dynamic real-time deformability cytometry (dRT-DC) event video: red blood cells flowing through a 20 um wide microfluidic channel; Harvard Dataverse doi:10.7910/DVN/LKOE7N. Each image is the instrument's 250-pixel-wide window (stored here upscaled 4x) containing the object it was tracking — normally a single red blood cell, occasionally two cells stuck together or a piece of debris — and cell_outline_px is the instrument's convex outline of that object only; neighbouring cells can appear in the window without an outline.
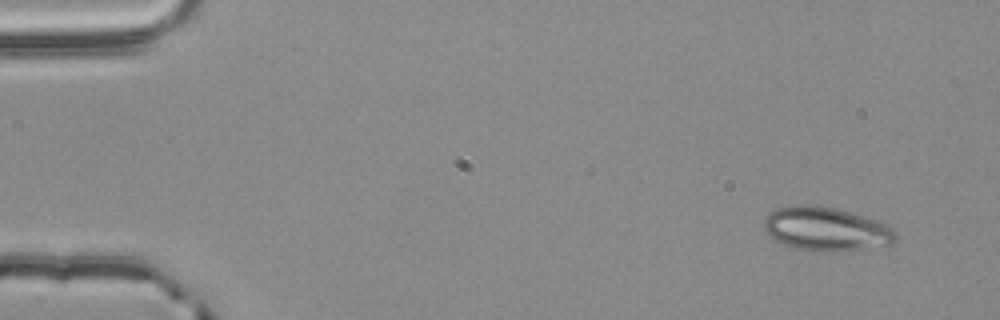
{"species": "common noctule bat (a hibernating species)", "species_latin": "Nyctalus noctula", "temperature_condition": "room temperature", "stored_images_in_passage": 52, "camera_frame_rate_fps": 3000, "um_per_image_px": 0.085, "animal": {"sex": "male", "body_mass_g": 20.4}, "frame": {"image": 1, "passage_image": 1, "time_ms": 0.0, "image_size_px": [1000, 320], "cell_outline_px": [[896, 244], [840, 252], [824, 252], [796, 248], [784, 244], [776, 240], [764, 232], [764, 220], [768, 212], [776, 208], [796, 204], [804, 204], [836, 208], [880, 220], [888, 224], [896, 232]], "centroid_in_image_um": [70.25, 19.46], "position_along_channel_um": 14.7, "area_um2": 34.22}}
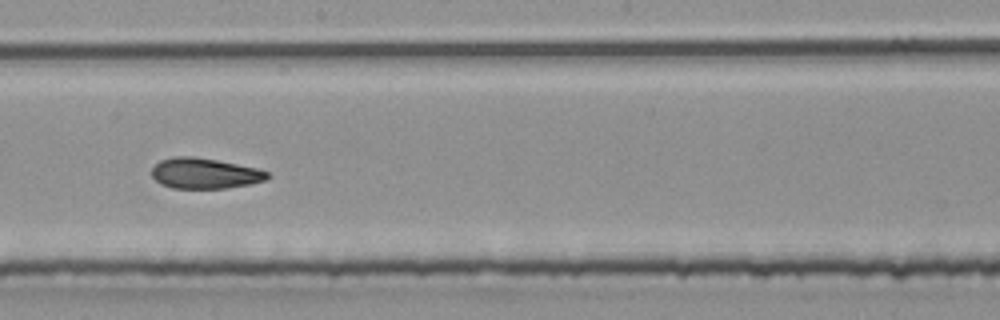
{"frame": {"image": 2, "passage_image": 28, "time_ms": 9.0, "image_size_px": [1000, 320], "cell_outline_px": [[268, 180], [252, 184], [224, 188], [172, 188], [160, 184], [152, 176], [152, 168], [160, 160], [176, 156], [192, 156], [216, 160], [256, 168], [268, 172]], "centroid_in_image_um": [17.39, 14.74], "position_along_channel_um": 230.8, "area_um2": 20.52}}
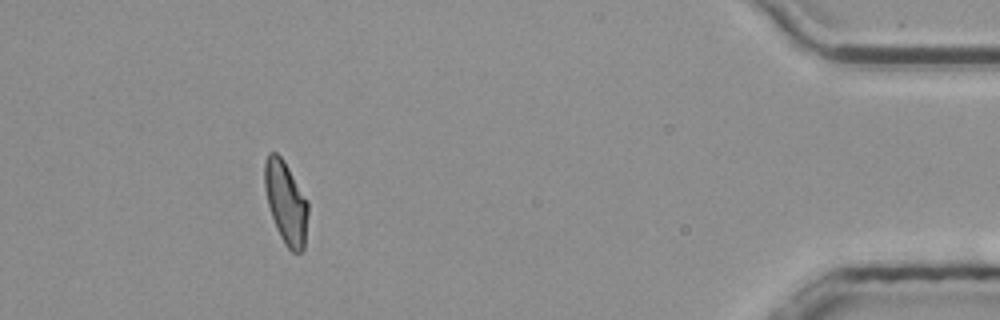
{"frame": {"image": 3, "passage_image": 47, "time_ms": 15.333, "image_size_px": [1000, 320], "cell_outline_px": [[308, 212], [304, 248], [300, 252], [292, 252], [288, 248], [280, 236], [276, 228], [268, 204], [264, 188], [264, 160], [268, 152], [276, 152], [284, 160], [308, 200]], "centroid_in_image_um": [24.29, 17.18], "position_along_channel_um": 410.9, "area_um2": 20.98}, "authors_computed_cell_mechanics": {"area_um2": 21.2993, "velocity_mm_per_s": 3.8161, "shape_relaxation_time_tau1_ms": 6.5218, "shape_relaxation_time_tau2_ms": 1.3724, "deformation_change_tau1": 0.1789, "deformation_change_tau2": 0.0658}}